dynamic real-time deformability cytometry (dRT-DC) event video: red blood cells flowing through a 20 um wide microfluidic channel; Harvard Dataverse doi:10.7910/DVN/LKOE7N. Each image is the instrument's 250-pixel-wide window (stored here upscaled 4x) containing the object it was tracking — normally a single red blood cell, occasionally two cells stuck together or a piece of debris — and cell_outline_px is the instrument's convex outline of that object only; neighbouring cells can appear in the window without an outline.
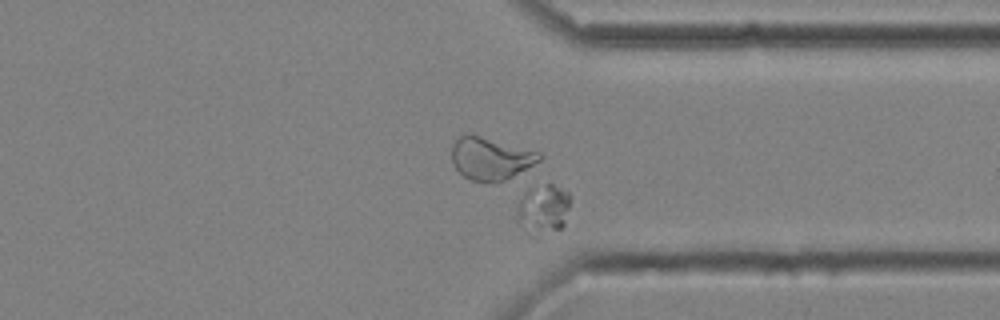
{"species": "common noctule bat (a hibernating species)", "species_latin": "Nyctalus noctula", "temperature_condition": "cold", "stored_images_in_passage": 40, "camera_frame_rate_fps": 3000, "um_per_image_px": 0.085, "animal": {"sex": "male", "body_mass_g": 20.4}, "frame": {"image": 1, "passage_image": 29, "time_ms": 9.333, "image_size_px": [1000, 320], "cell_outline_px": [[568, 208], [564, 224], [560, 228], [552, 228], [540, 224], [520, 216], [516, 212], [516, 204], [524, 192], [528, 188], [544, 184], [552, 184], [568, 192]], "centroid_in_image_um": [46.26, 17.46], "position_along_channel_um": 365.1, "area_um2": 12.72}}
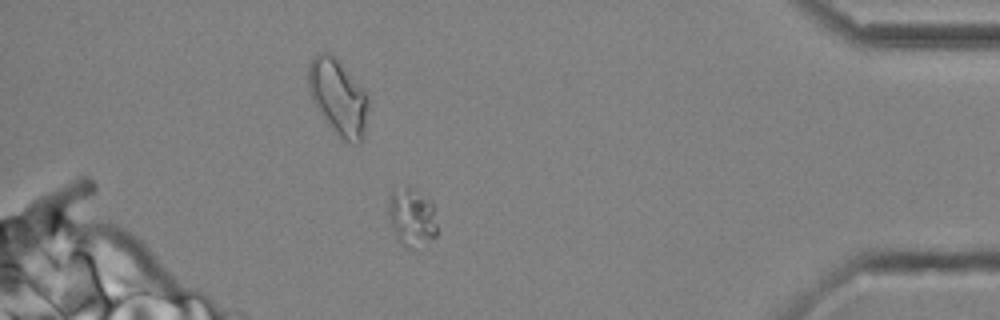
{"frame": {"image": 2, "passage_image": 35, "time_ms": 11.333, "image_size_px": [1000, 320], "cell_outline_px": [[436, 236], [408, 248], [400, 244], [392, 228], [388, 216], [388, 196], [392, 192], [408, 184], [432, 200], [436, 224]], "centroid_in_image_um": [34.97, 18.38], "position_along_channel_um": 400.2, "area_um2": 16.47}}